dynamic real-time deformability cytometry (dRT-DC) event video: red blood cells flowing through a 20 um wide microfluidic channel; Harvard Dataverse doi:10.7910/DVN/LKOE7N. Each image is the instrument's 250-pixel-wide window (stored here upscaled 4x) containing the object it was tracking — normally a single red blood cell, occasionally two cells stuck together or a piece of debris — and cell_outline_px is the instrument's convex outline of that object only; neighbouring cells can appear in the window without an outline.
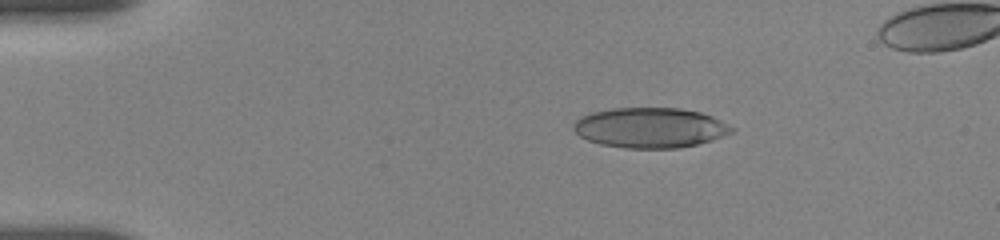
{"species": "human", "species_latin": "Homo sapiens", "temperature_condition": "room temperature", "stored_images_in_passage": 74, "camera_frame_rate_fps": 3000, "um_per_image_px": 0.085, "donor": {"sex": "female"}, "frame": {"image": 1, "passage_image": 7, "time_ms": 2.667, "image_size_px": [1000, 240], "cell_outline_px": [[736, 128], [732, 132], [724, 136], [712, 140], [680, 148], [624, 148], [600, 144], [588, 140], [580, 136], [572, 128], [572, 124], [580, 116], [592, 112], [612, 108], [680, 108], [700, 112], [712, 116]], "centroid_in_image_um": [55.25, 10.85], "position_along_channel_um": 29.7, "area_um2": 37.17}}
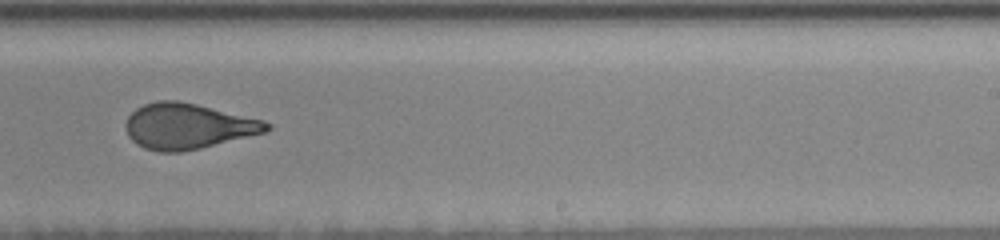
{"frame": {"image": 2, "passage_image": 42, "time_ms": 11.0, "image_size_px": [1000, 240], "cell_outline_px": [[272, 128], [264, 132], [200, 148], [180, 152], [160, 152], [144, 148], [136, 144], [128, 136], [124, 124], [128, 116], [136, 108], [144, 104], [160, 100], [176, 100], [196, 104], [264, 120], [272, 124]], "centroid_in_image_um": [15.93, 10.72], "position_along_channel_um": 273.1, "area_um2": 37.28}}
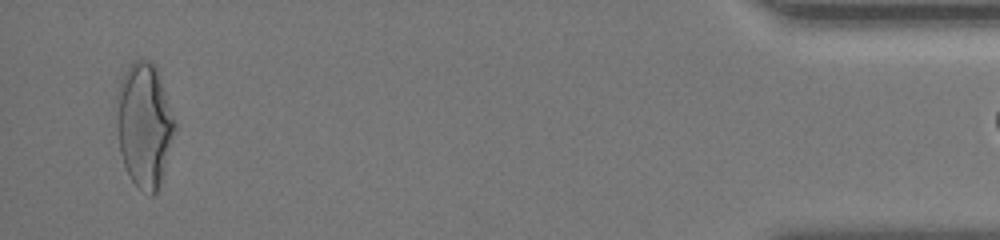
{"frame": {"image": 3, "passage_image": 71, "time_ms": 17.0, "image_size_px": [1000, 240], "cell_outline_px": [[176, 128], [160, 184], [156, 192], [152, 196], [140, 188], [132, 180], [124, 164], [120, 152], [120, 80], [124, 72], [136, 60], [152, 60], [156, 68], [176, 124]], "centroid_in_image_um": [12.32, 10.64], "position_along_channel_um": 422.9, "area_um2": 40.29}, "authors_computed_cell_mechanics": {"area_um2": 37.57, "velocity_mm_per_s": 3.6932, "shape_relaxation_time_tau1_ms": 5.9579, "shape_relaxation_time_tau2_ms": 1.3008, "deformation_change_tau1": 0.2064, "deformation_change_tau2": 0.0835}}